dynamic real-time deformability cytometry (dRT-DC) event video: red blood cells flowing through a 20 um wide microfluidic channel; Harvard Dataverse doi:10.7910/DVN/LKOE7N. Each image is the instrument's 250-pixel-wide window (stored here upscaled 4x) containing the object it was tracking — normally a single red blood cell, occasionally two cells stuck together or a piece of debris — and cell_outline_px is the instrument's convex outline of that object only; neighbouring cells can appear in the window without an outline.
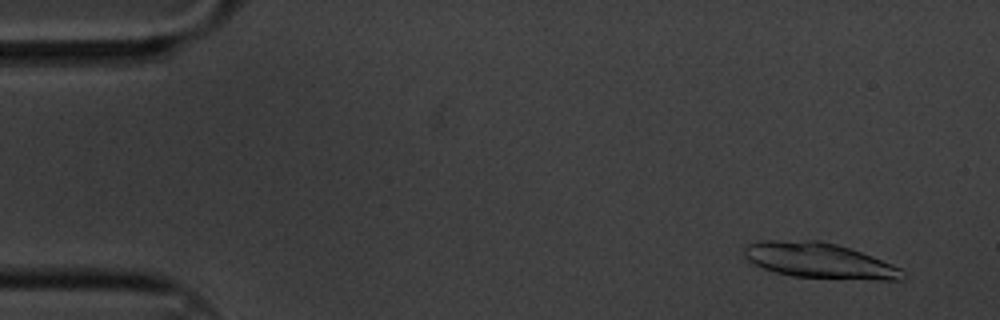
{"species": "common noctule bat (a hibernating species)", "species_latin": "Nyctalus noctula", "temperature_condition": "cold", "stored_images_in_passage": 6, "camera_frame_rate_fps": 3000, "um_per_image_px": 0.085, "animal": {"sex": "male", "body_mass_g": 20.1, "forearm_length_mm": 53.5}, "frame": {"image": 1, "passage_image": 1, "time_ms": 0.0, "image_size_px": [1000, 320], "cell_outline_px": [[904, 280], [880, 280], [792, 276], [776, 272], [764, 268], [748, 260], [744, 256], [744, 248], [748, 244], [764, 240], [820, 240], [836, 244], [872, 256], [892, 264], [900, 268], [904, 272]], "centroid_in_image_um": [69.65, 22.14], "position_along_channel_um": 15.4, "area_um2": 32.43}}